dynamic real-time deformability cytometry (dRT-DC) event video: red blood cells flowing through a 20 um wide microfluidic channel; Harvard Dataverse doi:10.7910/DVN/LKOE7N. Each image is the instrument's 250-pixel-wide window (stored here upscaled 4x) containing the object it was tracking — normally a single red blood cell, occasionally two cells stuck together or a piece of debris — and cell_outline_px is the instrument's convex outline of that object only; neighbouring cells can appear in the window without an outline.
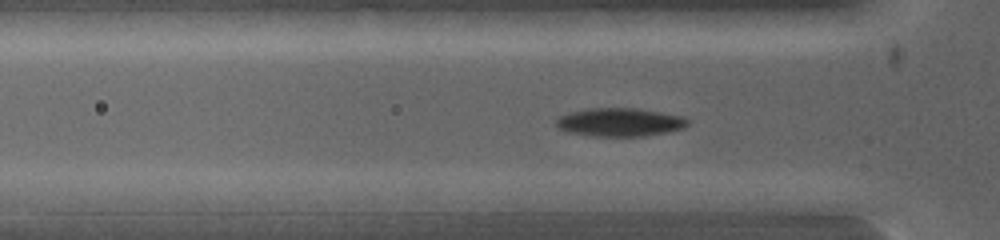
{"species": "common noctule bat (a hibernating species)", "species_latin": "Nyctalus noctula", "temperature_condition": "warm", "stored_images_in_passage": 9, "segment_of_instrument_passage": [1, 2], "camera_frame_rate_fps": 5000, "um_per_image_px": 0.085, "animal": {"sex": "female", "body_mass_g": 19.0, "forearm_length_mm": 53.3}, "frame": {"image": 1, "passage_image": 8, "time_ms": 1.6, "image_size_px": [1000, 240], "cell_outline_px": [[272, 200], [256, 212], [160, 212], [120, 196], [128, 192], [196, 188], [208, 188], [264, 192]], "centroid_in_image_um": [17.04, 17.02], "position_along_channel_um": 108.8, "area_um2": 20.75}}